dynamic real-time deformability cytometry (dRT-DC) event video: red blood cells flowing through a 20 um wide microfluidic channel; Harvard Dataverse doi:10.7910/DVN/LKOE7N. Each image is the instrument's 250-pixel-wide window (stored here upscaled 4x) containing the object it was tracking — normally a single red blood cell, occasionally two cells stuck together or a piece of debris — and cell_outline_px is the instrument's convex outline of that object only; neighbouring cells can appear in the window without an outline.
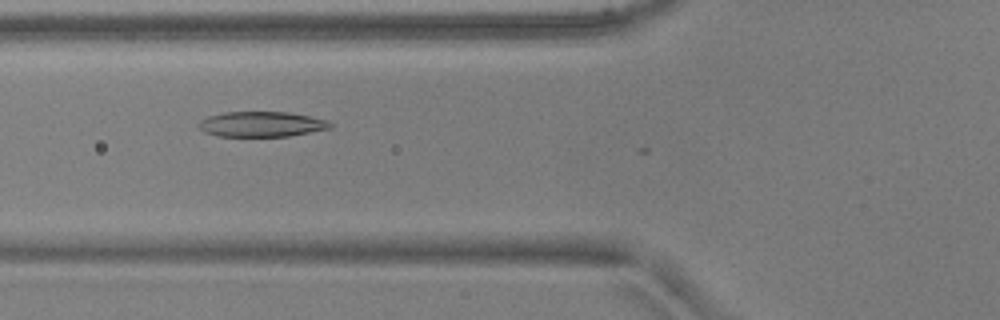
{"species": "common noctule bat (a hibernating species)", "species_latin": "Nyctalus noctula", "temperature_condition": "warm", "stored_images_in_passage": 11, "camera_frame_rate_fps": 3000, "um_per_image_px": 0.085, "animal": {"sex": "male", "body_mass_g": 17.9, "forearm_length_mm": 54.2}, "frame": {"image": 1, "passage_image": 5, "time_ms": 1.333, "image_size_px": [1000, 320], "cell_outline_px": [[332, 128], [288, 136], [220, 136], [204, 132], [196, 124], [200, 120], [208, 116], [224, 112], [288, 112], [328, 120], [332, 124]], "centroid_in_image_um": [22.21, 10.55], "position_along_channel_um": 103.6, "area_um2": 19.31}}
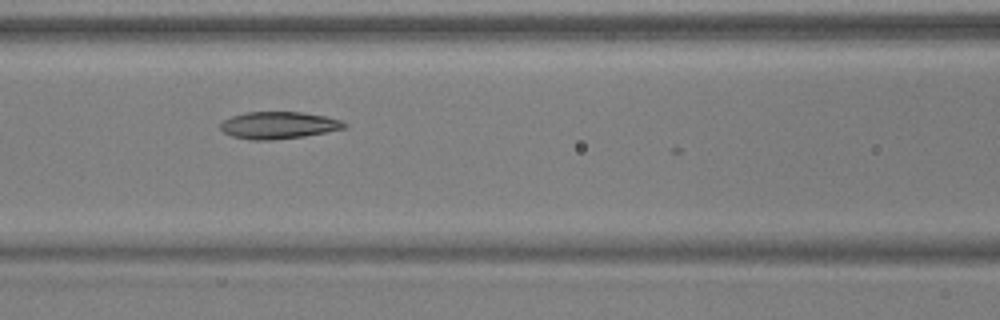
{"frame": {"image": 2, "passage_image": 8, "time_ms": 2.333, "image_size_px": [1000, 320], "cell_outline_px": [[348, 124], [344, 128], [304, 136], [272, 140], [248, 140], [232, 136], [224, 132], [220, 128], [220, 124], [224, 120], [232, 116], [248, 112], [300, 112], [324, 116], [340, 120]], "centroid_in_image_um": [23.64, 10.65], "position_along_channel_um": 143.0, "area_um2": 19.36}}